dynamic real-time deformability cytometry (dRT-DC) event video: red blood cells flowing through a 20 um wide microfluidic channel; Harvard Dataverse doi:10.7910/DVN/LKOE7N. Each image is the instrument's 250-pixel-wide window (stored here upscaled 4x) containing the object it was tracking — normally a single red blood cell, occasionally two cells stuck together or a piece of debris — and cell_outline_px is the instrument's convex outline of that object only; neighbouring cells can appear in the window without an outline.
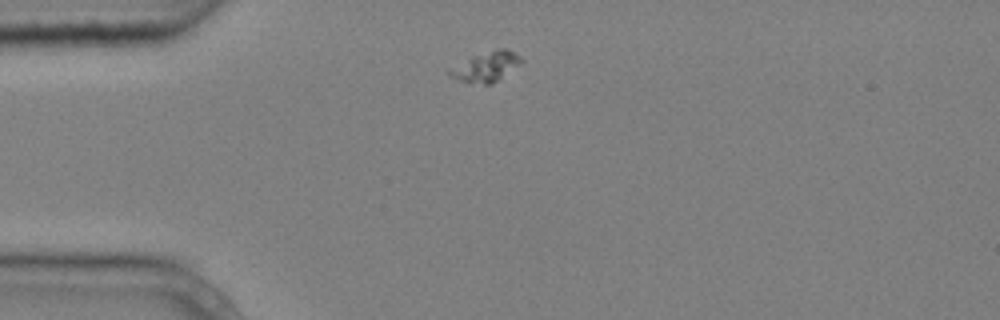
{"species": "common noctule bat (a hibernating species)", "species_latin": "Nyctalus noctula", "temperature_condition": "cold", "stored_images_in_passage": 6, "camera_frame_rate_fps": 3000, "um_per_image_px": 0.085, "animal": {"sex": "male", "body_mass_g": 20.4}, "frame": {"image": 1, "passage_image": 1, "time_ms": 0.0, "image_size_px": [1000, 320], "cell_outline_px": [[524, 60], [520, 64], [492, 84], [484, 84], [460, 80], [448, 76], [448, 72], [472, 56], [496, 48], [508, 48], [520, 56]], "centroid_in_image_um": [41.39, 5.64], "position_along_channel_um": 43.6, "area_um2": 12.14}}
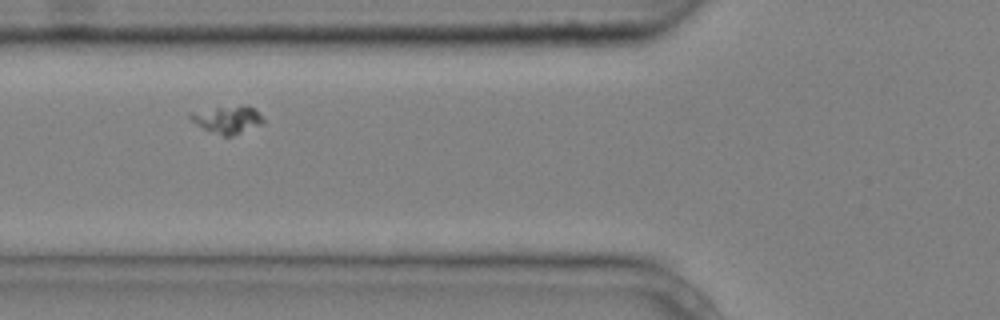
{"frame": {"image": 2, "passage_image": 3, "time_ms": 0.667, "image_size_px": [1000, 320], "cell_outline_px": [[264, 124], [232, 136], [224, 136], [204, 128], [192, 120], [188, 116], [188, 112], [240, 104], [252, 108], [264, 120]], "centroid_in_image_um": [19.34, 10.15], "position_along_channel_um": 106.5, "area_um2": 11.5}}